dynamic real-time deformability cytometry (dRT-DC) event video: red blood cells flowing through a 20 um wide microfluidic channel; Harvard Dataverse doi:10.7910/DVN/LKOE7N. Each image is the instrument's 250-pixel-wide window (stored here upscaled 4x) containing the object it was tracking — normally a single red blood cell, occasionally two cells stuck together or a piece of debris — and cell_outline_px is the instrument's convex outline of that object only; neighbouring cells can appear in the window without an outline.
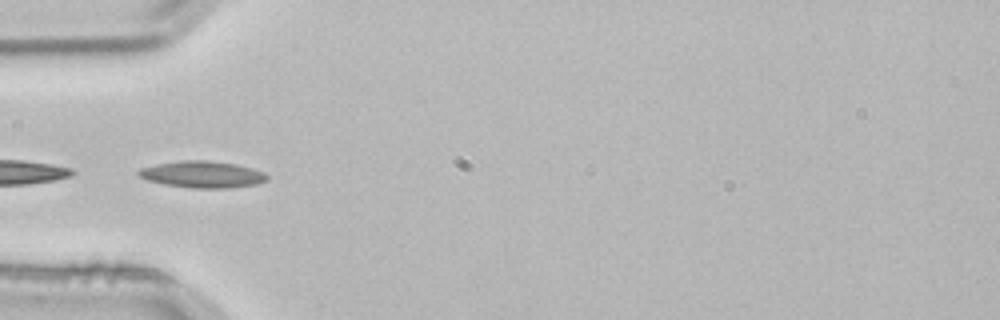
{"species": "common noctule bat (a hibernating species)", "species_latin": "Nyctalus noctula", "temperature_condition": "room temperature", "stored_images_in_passage": 2, "camera_frame_rate_fps": 3000, "um_per_image_px": 0.085, "animal": {"sex": "male", "body_mass_g": 21.5, "forearm_length_mm": 52.0}, "frame": {"image": 1, "passage_image": 2, "time_ms": 0.333, "image_size_px": [1000, 320], "cell_outline_px": [[268, 180], [256, 184], [228, 188], [192, 188], [164, 184], [148, 180], [140, 176], [136, 172], [140, 168], [156, 164], [184, 160], [208, 160], [236, 164], [252, 168], [264, 172], [268, 176]], "centroid_in_image_um": [17.22, 14.82], "position_along_channel_um": 67.8, "area_um2": 19.94}}